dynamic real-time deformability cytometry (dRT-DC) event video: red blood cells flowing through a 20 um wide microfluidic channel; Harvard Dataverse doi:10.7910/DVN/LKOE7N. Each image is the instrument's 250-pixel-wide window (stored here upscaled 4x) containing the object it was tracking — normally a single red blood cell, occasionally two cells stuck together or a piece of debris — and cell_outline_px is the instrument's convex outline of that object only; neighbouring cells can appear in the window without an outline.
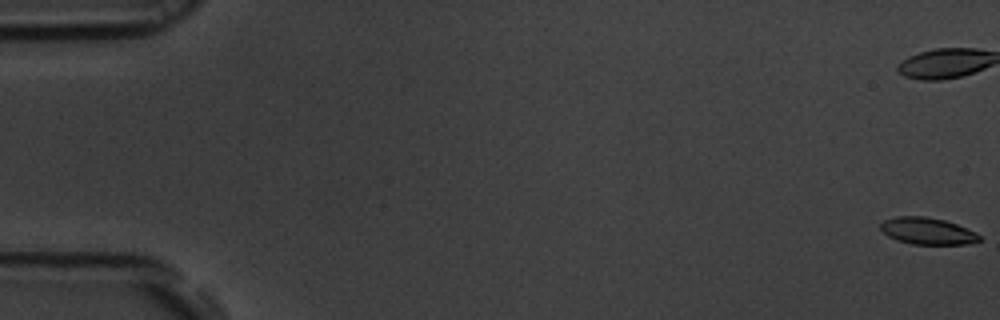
{"species": "common noctule bat (a hibernating species)", "species_latin": "Nyctalus noctula", "temperature_condition": "room temperature", "stored_images_in_passage": 55, "camera_frame_rate_fps": 3000, "um_per_image_px": 0.085, "animal": {"sex": "male", "body_mass_g": 19.5, "forearm_length_mm": 54.6}, "frame": {"image": 1, "passage_image": 1, "time_ms": 0.0, "image_size_px": [1000, 320], "cell_outline_px": [[980, 240], [968, 244], [912, 244], [896, 240], [888, 236], [880, 228], [880, 224], [884, 220], [896, 216], [924, 216], [944, 220], [956, 224], [976, 232], [980, 236]], "centroid_in_image_um": [78.82, 19.63], "position_along_channel_um": 6.2, "area_um2": 15.37}, "authors_computed_cell_mechanics": {"area_um2": 17.2822, "velocity_mm_per_s": 3.793, "shape_relaxation_time_tau1_ms": 2.6082, "shape_relaxation_time_tau2_ms": 6.5308, "deformation_change_tau1": 0.1196, "deformation_change_tau2": 0.1137}}